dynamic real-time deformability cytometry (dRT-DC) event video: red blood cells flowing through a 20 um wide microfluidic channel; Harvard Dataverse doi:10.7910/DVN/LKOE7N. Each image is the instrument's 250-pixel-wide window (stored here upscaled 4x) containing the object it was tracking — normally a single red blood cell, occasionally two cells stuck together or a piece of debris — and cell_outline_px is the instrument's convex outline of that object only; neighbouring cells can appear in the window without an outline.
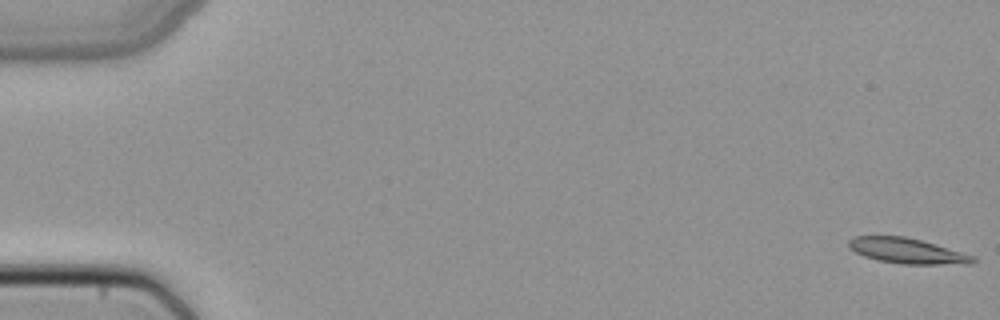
{"species": "common noctule bat (a hibernating species)", "species_latin": "Nyctalus noctula", "temperature_condition": "cold", "stored_images_in_passage": 51, "camera_frame_rate_fps": 3000, "um_per_image_px": 0.085, "animal": {"sex": "female", "body_mass_g": 22.7, "forearm_length_mm": 54.2}, "frame": {"image": 1, "passage_image": 1, "time_ms": 0.0, "image_size_px": [1000, 320], "cell_outline_px": [[976, 260], [972, 264], [904, 264], [880, 260], [864, 256], [848, 248], [848, 240], [852, 236], [904, 236], [920, 240], [976, 256]], "centroid_in_image_um": [77.1, 21.32], "position_along_channel_um": 7.9, "area_um2": 18.26}}
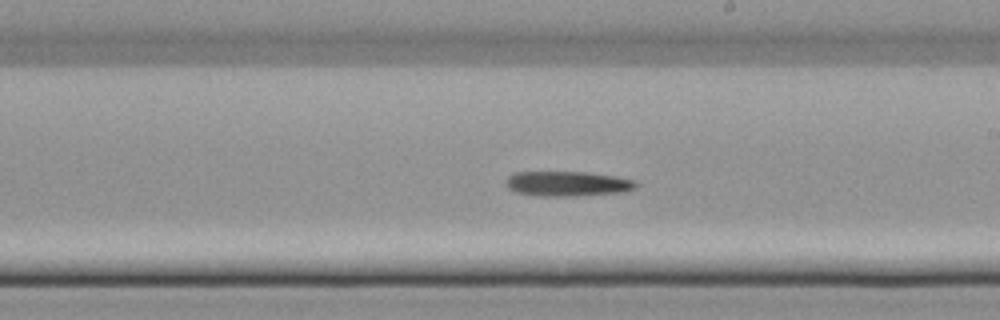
{"frame": {"image": 2, "passage_image": 30, "time_ms": 9.667, "image_size_px": [1000, 320], "cell_outline_px": [[640, 184], [636, 188], [624, 192], [576, 196], [540, 196], [516, 192], [508, 188], [504, 180], [512, 172], [588, 172], [616, 176], [636, 180]], "centroid_in_image_um": [48.27, 15.61], "position_along_channel_um": 240.7, "area_um2": 19.25}}
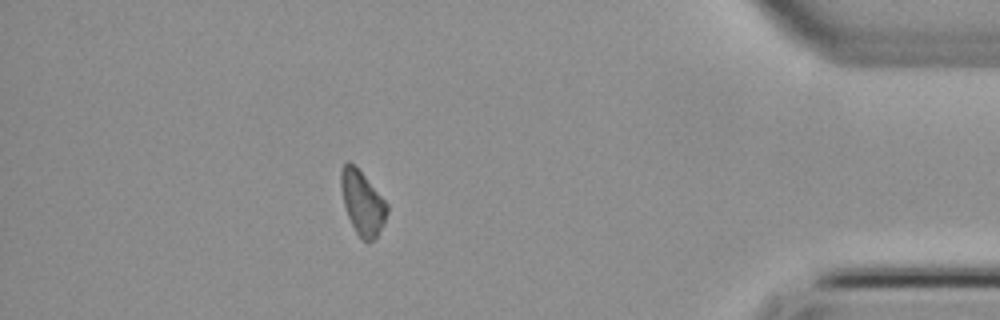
{"frame": {"image": 3, "passage_image": 45, "time_ms": 14.667, "image_size_px": [1000, 320], "cell_outline_px": [[388, 212], [384, 224], [376, 236], [368, 244], [356, 232], [348, 216], [344, 204], [340, 188], [340, 168], [344, 160], [348, 160], [364, 176], [388, 204]], "centroid_in_image_um": [30.78, 17.22], "position_along_channel_um": 404.4, "area_um2": 17.05}}